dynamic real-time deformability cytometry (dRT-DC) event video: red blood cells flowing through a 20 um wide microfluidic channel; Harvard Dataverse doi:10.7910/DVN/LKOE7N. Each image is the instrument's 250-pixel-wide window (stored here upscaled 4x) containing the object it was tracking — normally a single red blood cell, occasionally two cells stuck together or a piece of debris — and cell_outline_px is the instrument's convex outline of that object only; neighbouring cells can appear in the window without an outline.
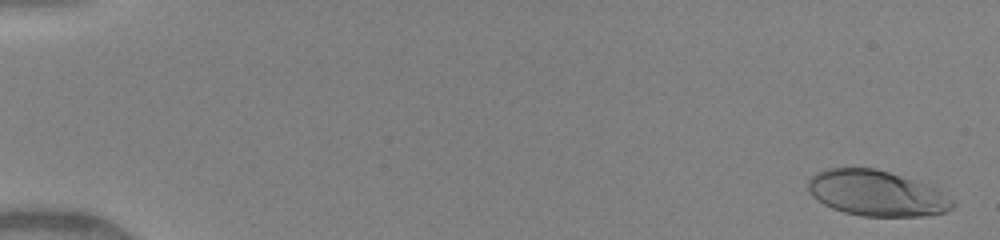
{"species": "human", "species_latin": "Homo sapiens", "temperature_condition": "warm", "stored_images_in_passage": 32, "camera_frame_rate_fps": 3000, "um_per_image_px": 0.085, "donor": {"sex": "female"}, "frame": {"image": 1, "passage_image": 2, "time_ms": 0.333, "image_size_px": [1000, 240], "cell_outline_px": [[956, 204], [948, 212], [920, 216], [860, 216], [844, 212], [832, 208], [824, 204], [812, 196], [808, 188], [808, 180], [816, 172], [828, 168], [872, 168], [888, 172], [928, 184], [940, 188], [956, 200]], "centroid_in_image_um": [74.58, 16.43], "position_along_channel_um": 10.4, "area_um2": 38.73}}
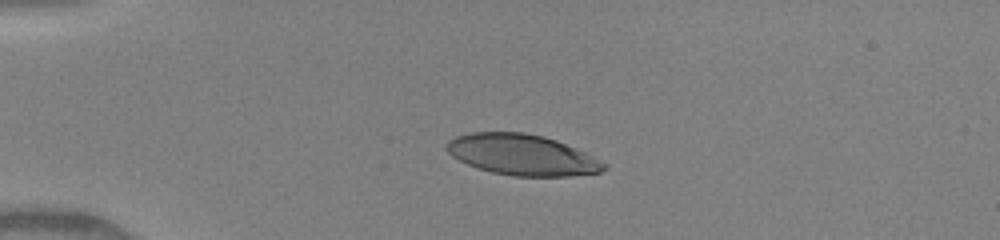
{"frame": {"image": 2, "passage_image": 18, "time_ms": 4.0, "image_size_px": [1000, 240], "cell_outline_px": [[608, 168], [600, 172], [568, 176], [512, 176], [492, 172], [468, 164], [452, 156], [448, 152], [448, 140], [456, 136], [472, 132], [524, 132], [544, 136], [556, 140], [584, 152], [608, 164]], "centroid_in_image_um": [44.4, 13.16], "position_along_channel_um": 40.6, "area_um2": 37.17}}
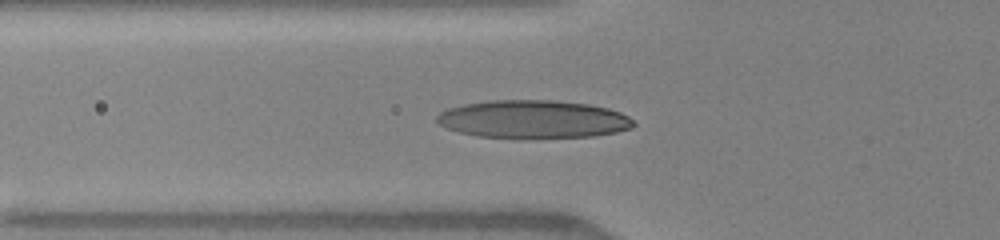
{"frame": {"image": 3, "passage_image": 28, "time_ms": 6.0, "image_size_px": [1000, 240], "cell_outline_px": [[636, 124], [632, 128], [616, 132], [592, 136], [520, 140], [516, 140], [476, 136], [460, 132], [448, 128], [440, 124], [436, 120], [436, 116], [440, 112], [448, 108], [464, 104], [492, 100], [552, 100], [588, 104], [608, 108], [620, 112], [628, 116]], "centroid_in_image_um": [45.32, 10.16], "position_along_channel_um": 80.5, "area_um2": 44.39}}